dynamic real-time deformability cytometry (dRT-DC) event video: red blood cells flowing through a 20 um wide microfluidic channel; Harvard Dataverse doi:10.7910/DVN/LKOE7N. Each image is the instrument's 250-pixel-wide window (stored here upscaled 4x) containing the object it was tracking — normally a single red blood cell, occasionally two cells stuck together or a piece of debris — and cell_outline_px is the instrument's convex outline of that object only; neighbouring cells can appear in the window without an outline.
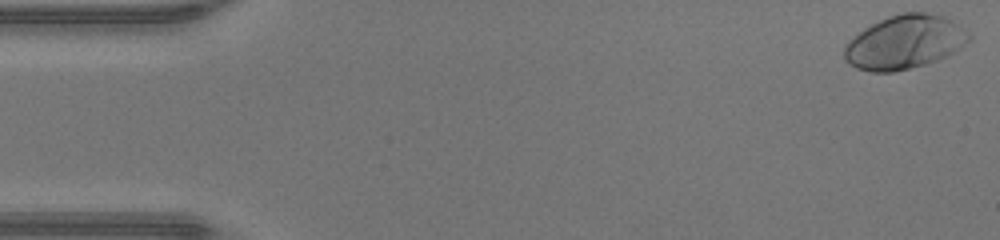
{"species": "human", "species_latin": "Homo sapiens", "temperature_condition": "warm", "stored_images_in_passage": 47, "camera_frame_rate_fps": 3000, "um_per_image_px": 0.085, "donor": {"sex": "male"}, "frame": {"image": 1, "passage_image": 1, "time_ms": 0.0, "image_size_px": [1000, 240], "cell_outline_px": [[972, 40], [952, 52], [936, 60], [924, 64], [892, 72], [872, 72], [856, 68], [848, 64], [844, 60], [844, 44], [848, 40], [864, 28], [888, 16], [904, 12], [924, 12], [944, 16], [952, 20], [968, 32], [972, 36]], "centroid_in_image_um": [76.86, 3.58], "position_along_channel_um": 8.1, "area_um2": 38.96}}
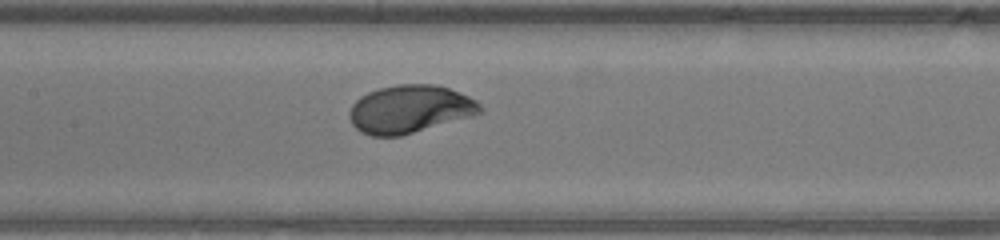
{"frame": {"image": 2, "passage_image": 22, "time_ms": 7.0, "image_size_px": [1000, 240], "cell_outline_px": [[484, 108], [480, 112], [472, 116], [400, 136], [372, 136], [360, 132], [352, 124], [348, 116], [348, 112], [352, 104], [360, 96], [368, 92], [380, 88], [396, 84], [436, 84], [460, 92], [476, 100]], "centroid_in_image_um": [34.81, 9.27], "position_along_channel_um": 172.6, "area_um2": 36.59}}
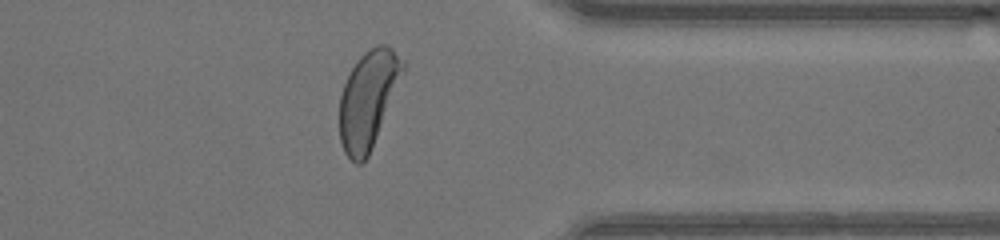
{"frame": {"image": 3, "passage_image": 37, "time_ms": 12.0, "image_size_px": [1000, 240], "cell_outline_px": [[408, 64], [368, 156], [360, 164], [356, 164], [344, 152], [340, 140], [340, 96], [344, 84], [352, 68], [360, 56], [368, 48], [376, 44], [384, 44], [392, 48]], "centroid_in_image_um": [31.32, 8.4], "position_along_channel_um": 380.1, "area_um2": 35.78}, "authors_computed_cell_mechanics": {"area_um2": 36.3562, "velocity_mm_per_s": 4.3736, "shape_relaxation_time_tau1_ms": 1.7262, "shape_relaxation_time_tau2_ms": null, "deformation_change_tau1": 0.1738, "deformation_change_tau2": null}}